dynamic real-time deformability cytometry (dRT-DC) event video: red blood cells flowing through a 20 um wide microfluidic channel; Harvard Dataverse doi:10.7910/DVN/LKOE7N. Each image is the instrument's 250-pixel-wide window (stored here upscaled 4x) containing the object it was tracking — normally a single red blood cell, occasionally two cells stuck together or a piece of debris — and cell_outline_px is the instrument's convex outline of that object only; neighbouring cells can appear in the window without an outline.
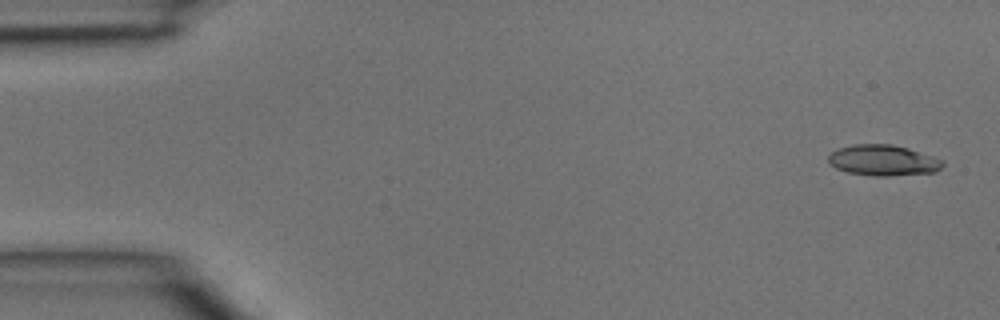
{"species": "common noctule bat (a hibernating species)", "species_latin": "Nyctalus noctula", "temperature_condition": "room temperature", "stored_images_in_passage": 5, "camera_frame_rate_fps": 3000, "um_per_image_px": 0.085, "animal": {"sex": "male", "body_mass_g": 15.6}, "frame": {"image": 1, "passage_image": 1, "time_ms": 0.0, "image_size_px": [1000, 320], "cell_outline_px": [[944, 164], [936, 172], [888, 176], [876, 176], [848, 172], [836, 168], [828, 160], [828, 156], [832, 152], [840, 148], [856, 144], [892, 144], [908, 148], [944, 160]], "centroid_in_image_um": [75.1, 13.63], "position_along_channel_um": 9.9, "area_um2": 20.35}}